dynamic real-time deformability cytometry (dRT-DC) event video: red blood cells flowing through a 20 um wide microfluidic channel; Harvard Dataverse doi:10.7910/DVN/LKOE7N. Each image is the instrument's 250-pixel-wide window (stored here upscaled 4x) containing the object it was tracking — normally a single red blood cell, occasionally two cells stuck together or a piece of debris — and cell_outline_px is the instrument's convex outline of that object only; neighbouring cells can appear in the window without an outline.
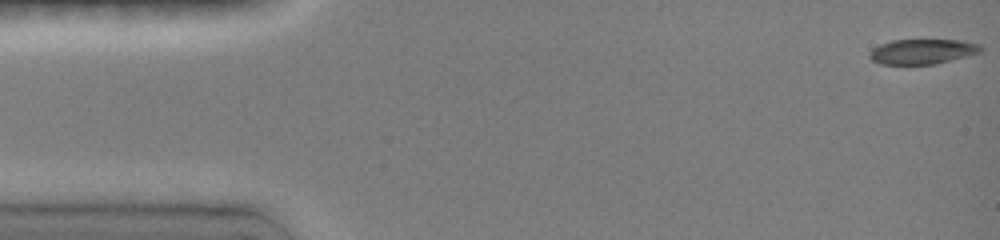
{"species": "common noctule bat (a hibernating species)", "species_latin": "Nyctalus noctula", "temperature_condition": "room temperature", "stored_images_in_passage": 67, "camera_frame_rate_fps": 3000, "um_per_image_px": 0.085, "animal": {"sex": "female", "body_mass_g": 19.0, "forearm_length_mm": 51.5}, "frame": {"image": 1, "passage_image": 1, "time_ms": 0.0, "image_size_px": [1000, 240], "cell_outline_px": [[984, 48], [980, 52], [968, 56], [936, 64], [880, 64], [872, 60], [868, 56], [868, 52], [872, 48], [880, 44], [892, 40], [960, 40], [980, 44]], "centroid_in_image_um": [78.4, 4.38], "position_along_channel_um": 6.6, "area_um2": 16.36}}
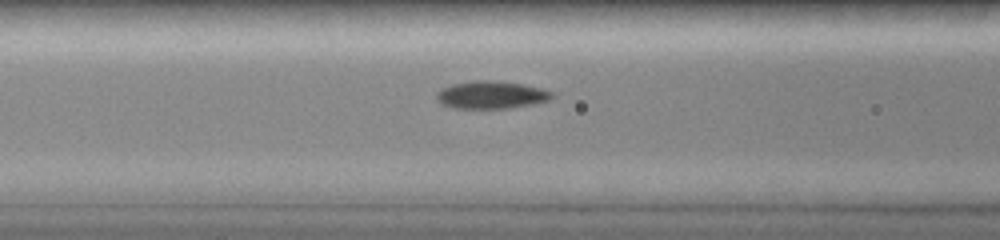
{"frame": {"image": 2, "passage_image": 25, "time_ms": 6.0, "image_size_px": [1000, 240], "cell_outline_px": [[552, 96], [548, 100], [532, 104], [508, 108], [452, 108], [440, 104], [436, 100], [436, 96], [444, 88], [452, 84], [476, 80], [484, 80], [520, 84], [552, 92]], "centroid_in_image_um": [41.68, 8.08], "position_along_channel_um": 124.9, "area_um2": 18.03}}
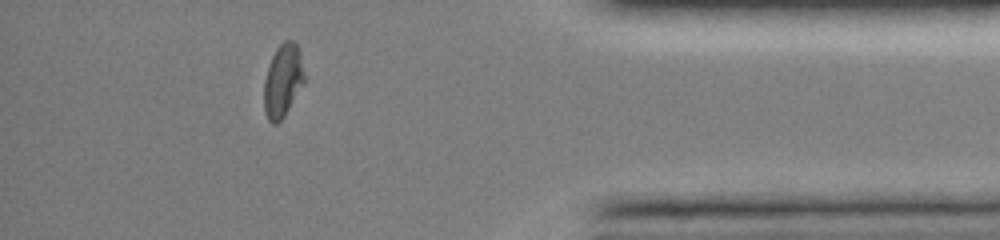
{"frame": {"image": 3, "passage_image": 62, "time_ms": 13.667, "image_size_px": [1000, 240], "cell_outline_px": [[304, 80], [284, 116], [276, 124], [272, 124], [268, 120], [264, 112], [264, 80], [268, 64], [276, 48], [284, 40], [292, 40], [296, 44], [300, 52], [304, 76]], "centroid_in_image_um": [24.0, 6.84], "position_along_channel_um": 411.2, "area_um2": 16.94}, "authors_computed_cell_mechanics": {"area_um2": 17.629, "velocity_mm_per_s": 4.0287, "shape_relaxation_time_tau1_ms": 3.7627, "shape_relaxation_time_tau2_ms": 4.8985, "deformation_change_tau1": 0.1646, "deformation_change_tau2": 0.0427}}